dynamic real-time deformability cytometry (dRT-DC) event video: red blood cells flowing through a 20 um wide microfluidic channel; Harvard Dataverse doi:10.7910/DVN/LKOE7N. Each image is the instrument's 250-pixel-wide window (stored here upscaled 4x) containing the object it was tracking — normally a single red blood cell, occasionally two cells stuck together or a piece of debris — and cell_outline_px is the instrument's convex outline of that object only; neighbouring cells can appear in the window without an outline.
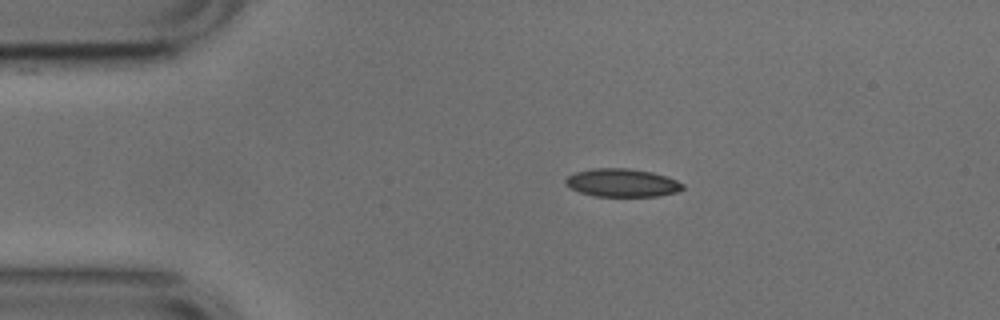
{"species": "common noctule bat (a hibernating species)", "species_latin": "Nyctalus noctula", "temperature_condition": "cold", "stored_images_in_passage": 44, "camera_frame_rate_fps": 3000, "um_per_image_px": 0.085, "animal": {"sex": "male", "body_mass_g": 17.9, "forearm_length_mm": 54.2}, "frame": {"image": 1, "passage_image": 1, "time_ms": 0.0, "image_size_px": [1000, 320], "cell_outline_px": [[684, 188], [676, 192], [660, 196], [596, 196], [580, 192], [572, 188], [564, 180], [568, 176], [576, 172], [592, 168], [628, 168], [652, 172], [676, 180], [684, 184]], "centroid_in_image_um": [52.9, 15.53], "position_along_channel_um": 32.1, "area_um2": 19.02}}
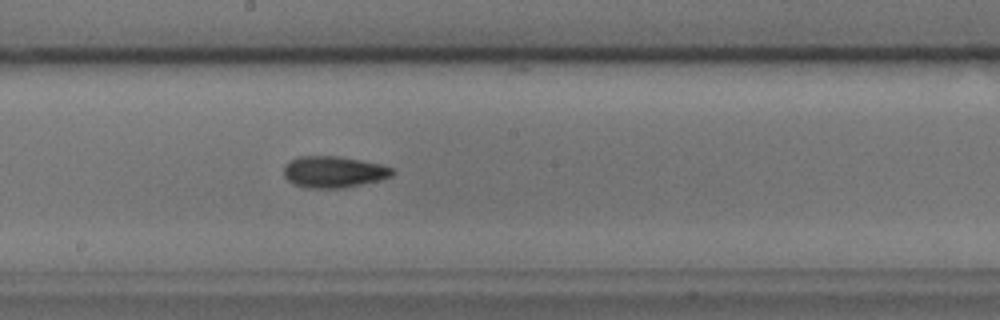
{"frame": {"image": 2, "passage_image": 19, "time_ms": 6.0, "image_size_px": [1000, 320], "cell_outline_px": [[396, 172], [392, 176], [344, 188], [308, 188], [292, 184], [284, 176], [284, 164], [288, 160], [296, 156], [340, 156], [380, 164], [396, 168]], "centroid_in_image_um": [28.33, 14.6], "position_along_channel_um": 219.9, "area_um2": 20.11}}
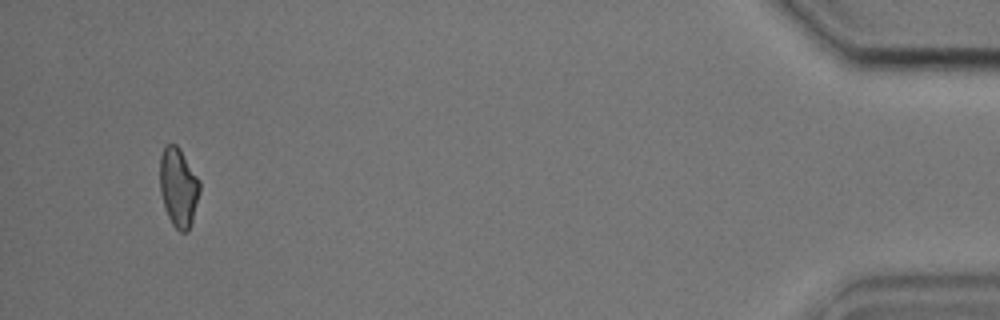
{"frame": {"image": 3, "passage_image": 41, "time_ms": 13.333, "image_size_px": [1000, 320], "cell_outline_px": [[200, 192], [192, 220], [188, 232], [180, 232], [172, 224], [164, 208], [160, 192], [160, 156], [164, 144], [176, 144], [180, 148], [200, 180]], "centroid_in_image_um": [15.16, 15.9], "position_along_channel_um": 420.0, "area_um2": 18.55}, "authors_computed_cell_mechanics": {"area_um2": 19.1029, "velocity_mm_per_s": 3.7813, "shape_relaxation_time_tau1_ms": null, "shape_relaxation_time_tau2_ms": 2.0289, "deformation_change_tau1": null, "deformation_change_tau2": 0.0696}}